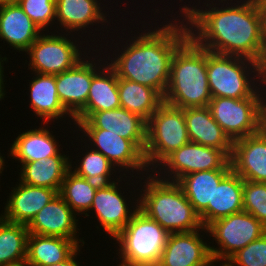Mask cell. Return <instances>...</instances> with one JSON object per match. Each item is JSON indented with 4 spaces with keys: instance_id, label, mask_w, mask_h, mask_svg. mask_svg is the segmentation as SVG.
<instances>
[{
    "instance_id": "cell-2",
    "label": "cell",
    "mask_w": 266,
    "mask_h": 266,
    "mask_svg": "<svg viewBox=\"0 0 266 266\" xmlns=\"http://www.w3.org/2000/svg\"><path fill=\"white\" fill-rule=\"evenodd\" d=\"M170 15L174 21L167 18L169 21L164 19L166 23L163 25L161 23L160 27L157 25L158 28L157 23H154V28L152 25L144 27V30L138 31L137 35L129 37L121 49L119 44L122 42L113 44V47L117 48L113 49L115 51L111 55L113 58L110 57V53L105 56L118 78L151 87L164 96L169 83L172 57L189 38L184 18L176 19L172 13Z\"/></svg>"
},
{
    "instance_id": "cell-15",
    "label": "cell",
    "mask_w": 266,
    "mask_h": 266,
    "mask_svg": "<svg viewBox=\"0 0 266 266\" xmlns=\"http://www.w3.org/2000/svg\"><path fill=\"white\" fill-rule=\"evenodd\" d=\"M102 48H104L103 45L99 50L96 49L97 51L94 50L95 48H91L92 52L95 51L99 54H96L93 58V78L89 88L87 103L74 116V120H86L93 112L114 110L121 107L118 77L113 68L107 63ZM100 50L104 59L101 57Z\"/></svg>"
},
{
    "instance_id": "cell-26",
    "label": "cell",
    "mask_w": 266,
    "mask_h": 266,
    "mask_svg": "<svg viewBox=\"0 0 266 266\" xmlns=\"http://www.w3.org/2000/svg\"><path fill=\"white\" fill-rule=\"evenodd\" d=\"M243 211V179L231 170L215 187L213 205L200 214L203 227L213 221Z\"/></svg>"
},
{
    "instance_id": "cell-27",
    "label": "cell",
    "mask_w": 266,
    "mask_h": 266,
    "mask_svg": "<svg viewBox=\"0 0 266 266\" xmlns=\"http://www.w3.org/2000/svg\"><path fill=\"white\" fill-rule=\"evenodd\" d=\"M70 157L73 156L59 152L47 159L23 163L17 180L31 186L54 189L59 193L64 177L70 170Z\"/></svg>"
},
{
    "instance_id": "cell-5",
    "label": "cell",
    "mask_w": 266,
    "mask_h": 266,
    "mask_svg": "<svg viewBox=\"0 0 266 266\" xmlns=\"http://www.w3.org/2000/svg\"><path fill=\"white\" fill-rule=\"evenodd\" d=\"M207 79L212 98H260L266 89L257 62L208 50Z\"/></svg>"
},
{
    "instance_id": "cell-9",
    "label": "cell",
    "mask_w": 266,
    "mask_h": 266,
    "mask_svg": "<svg viewBox=\"0 0 266 266\" xmlns=\"http://www.w3.org/2000/svg\"><path fill=\"white\" fill-rule=\"evenodd\" d=\"M213 243L210 251L215 261H228L235 253L266 233V227L253 215L241 211L217 219L207 227ZM218 246V247H217Z\"/></svg>"
},
{
    "instance_id": "cell-3",
    "label": "cell",
    "mask_w": 266,
    "mask_h": 266,
    "mask_svg": "<svg viewBox=\"0 0 266 266\" xmlns=\"http://www.w3.org/2000/svg\"><path fill=\"white\" fill-rule=\"evenodd\" d=\"M146 176L139 178V187L142 188L136 189L139 191V209L142 212L169 234L203 228L199 214L176 182L162 180L153 175V172Z\"/></svg>"
},
{
    "instance_id": "cell-37",
    "label": "cell",
    "mask_w": 266,
    "mask_h": 266,
    "mask_svg": "<svg viewBox=\"0 0 266 266\" xmlns=\"http://www.w3.org/2000/svg\"><path fill=\"white\" fill-rule=\"evenodd\" d=\"M257 133L266 139V89L258 103Z\"/></svg>"
},
{
    "instance_id": "cell-43",
    "label": "cell",
    "mask_w": 266,
    "mask_h": 266,
    "mask_svg": "<svg viewBox=\"0 0 266 266\" xmlns=\"http://www.w3.org/2000/svg\"><path fill=\"white\" fill-rule=\"evenodd\" d=\"M20 0H0V6L18 4Z\"/></svg>"
},
{
    "instance_id": "cell-34",
    "label": "cell",
    "mask_w": 266,
    "mask_h": 266,
    "mask_svg": "<svg viewBox=\"0 0 266 266\" xmlns=\"http://www.w3.org/2000/svg\"><path fill=\"white\" fill-rule=\"evenodd\" d=\"M243 211L266 227V183L243 180Z\"/></svg>"
},
{
    "instance_id": "cell-42",
    "label": "cell",
    "mask_w": 266,
    "mask_h": 266,
    "mask_svg": "<svg viewBox=\"0 0 266 266\" xmlns=\"http://www.w3.org/2000/svg\"><path fill=\"white\" fill-rule=\"evenodd\" d=\"M4 158H5V156L3 157V155L0 152V176H2L1 174L3 173L4 169L6 168V167H4V166H6Z\"/></svg>"
},
{
    "instance_id": "cell-24",
    "label": "cell",
    "mask_w": 266,
    "mask_h": 266,
    "mask_svg": "<svg viewBox=\"0 0 266 266\" xmlns=\"http://www.w3.org/2000/svg\"><path fill=\"white\" fill-rule=\"evenodd\" d=\"M48 124L42 123L43 127L40 125L41 127L39 128L36 127L29 131L19 132L20 134H18L9 148L10 151L8 150L7 157L11 156L12 159L18 160V163L22 165L42 158L47 159L61 152L63 146L59 148L61 144L59 145V141L56 140L57 138H55L56 136L53 134L52 129L50 131Z\"/></svg>"
},
{
    "instance_id": "cell-20",
    "label": "cell",
    "mask_w": 266,
    "mask_h": 266,
    "mask_svg": "<svg viewBox=\"0 0 266 266\" xmlns=\"http://www.w3.org/2000/svg\"><path fill=\"white\" fill-rule=\"evenodd\" d=\"M9 198L0 216L9 222L28 225L35 215L48 204L58 192L47 187L31 186L20 180L11 187Z\"/></svg>"
},
{
    "instance_id": "cell-31",
    "label": "cell",
    "mask_w": 266,
    "mask_h": 266,
    "mask_svg": "<svg viewBox=\"0 0 266 266\" xmlns=\"http://www.w3.org/2000/svg\"><path fill=\"white\" fill-rule=\"evenodd\" d=\"M28 234L27 225L0 216V266L25 265Z\"/></svg>"
},
{
    "instance_id": "cell-41",
    "label": "cell",
    "mask_w": 266,
    "mask_h": 266,
    "mask_svg": "<svg viewBox=\"0 0 266 266\" xmlns=\"http://www.w3.org/2000/svg\"><path fill=\"white\" fill-rule=\"evenodd\" d=\"M220 263H218V261L213 260L209 266H217V264H219V266H232L228 261H219ZM216 263V264H215Z\"/></svg>"
},
{
    "instance_id": "cell-8",
    "label": "cell",
    "mask_w": 266,
    "mask_h": 266,
    "mask_svg": "<svg viewBox=\"0 0 266 266\" xmlns=\"http://www.w3.org/2000/svg\"><path fill=\"white\" fill-rule=\"evenodd\" d=\"M189 142L183 109L163 103L147 121L144 158L150 172Z\"/></svg>"
},
{
    "instance_id": "cell-28",
    "label": "cell",
    "mask_w": 266,
    "mask_h": 266,
    "mask_svg": "<svg viewBox=\"0 0 266 266\" xmlns=\"http://www.w3.org/2000/svg\"><path fill=\"white\" fill-rule=\"evenodd\" d=\"M80 246L71 239L28 234L25 266H47L68 259Z\"/></svg>"
},
{
    "instance_id": "cell-7",
    "label": "cell",
    "mask_w": 266,
    "mask_h": 266,
    "mask_svg": "<svg viewBox=\"0 0 266 266\" xmlns=\"http://www.w3.org/2000/svg\"><path fill=\"white\" fill-rule=\"evenodd\" d=\"M63 33L64 34H62V32L53 31H50V33L43 32L32 43V45L26 51L27 55L29 56L28 70L31 69V72L39 74H60L68 69L73 68L85 57V55L88 54L87 52L91 51L87 48L90 46L88 44L90 41L87 38L86 47L82 48L79 46L85 42H82L84 39L82 36H79L78 39L77 36L76 38L74 37V34H68L65 32ZM80 39V44H78Z\"/></svg>"
},
{
    "instance_id": "cell-30",
    "label": "cell",
    "mask_w": 266,
    "mask_h": 266,
    "mask_svg": "<svg viewBox=\"0 0 266 266\" xmlns=\"http://www.w3.org/2000/svg\"><path fill=\"white\" fill-rule=\"evenodd\" d=\"M121 108L135 113L146 121L164 103L163 96L155 89L118 78Z\"/></svg>"
},
{
    "instance_id": "cell-10",
    "label": "cell",
    "mask_w": 266,
    "mask_h": 266,
    "mask_svg": "<svg viewBox=\"0 0 266 266\" xmlns=\"http://www.w3.org/2000/svg\"><path fill=\"white\" fill-rule=\"evenodd\" d=\"M123 177L127 178L128 176L122 174L118 180L107 184H100L95 192L90 209L92 212L94 211V214L96 215L95 218H98L97 223L99 222V227L101 226L100 228L103 229V232H106L109 234L108 236H111L112 238H115L124 229L139 208V195H137V198L136 194L135 197L130 196V200H128V197H126L127 195L124 194L127 193L126 191L128 190H125V192L123 191V193L120 190L122 189L120 187V182L127 181L125 185H128L125 187L130 189V187L127 186L132 184V187L136 188V185L138 186L139 184V180H136L137 182H135V176H129L128 180ZM132 177L133 179L130 180ZM131 181L133 182L131 183ZM134 183L136 185H134Z\"/></svg>"
},
{
    "instance_id": "cell-19",
    "label": "cell",
    "mask_w": 266,
    "mask_h": 266,
    "mask_svg": "<svg viewBox=\"0 0 266 266\" xmlns=\"http://www.w3.org/2000/svg\"><path fill=\"white\" fill-rule=\"evenodd\" d=\"M86 55L73 68L56 74L58 98L63 107L74 117L87 103L93 78L94 53ZM92 58V59H91Z\"/></svg>"
},
{
    "instance_id": "cell-22",
    "label": "cell",
    "mask_w": 266,
    "mask_h": 266,
    "mask_svg": "<svg viewBox=\"0 0 266 266\" xmlns=\"http://www.w3.org/2000/svg\"><path fill=\"white\" fill-rule=\"evenodd\" d=\"M34 74L32 81L29 83V98H30V109H33V113L42 123H50L51 121H63L66 117H70L67 124L71 127L72 123L75 125L74 117L63 107L61 104L57 88H56V75ZM64 118V119H63ZM72 120V121H71ZM71 121V122H70Z\"/></svg>"
},
{
    "instance_id": "cell-29",
    "label": "cell",
    "mask_w": 266,
    "mask_h": 266,
    "mask_svg": "<svg viewBox=\"0 0 266 266\" xmlns=\"http://www.w3.org/2000/svg\"><path fill=\"white\" fill-rule=\"evenodd\" d=\"M231 170H206L181 177L176 183L182 188L194 210L200 214L213 205L215 187Z\"/></svg>"
},
{
    "instance_id": "cell-35",
    "label": "cell",
    "mask_w": 266,
    "mask_h": 266,
    "mask_svg": "<svg viewBox=\"0 0 266 266\" xmlns=\"http://www.w3.org/2000/svg\"><path fill=\"white\" fill-rule=\"evenodd\" d=\"M18 4L42 32L55 25L56 0H20Z\"/></svg>"
},
{
    "instance_id": "cell-23",
    "label": "cell",
    "mask_w": 266,
    "mask_h": 266,
    "mask_svg": "<svg viewBox=\"0 0 266 266\" xmlns=\"http://www.w3.org/2000/svg\"><path fill=\"white\" fill-rule=\"evenodd\" d=\"M190 142L222 150L229 158L233 141L214 120L208 107L184 108Z\"/></svg>"
},
{
    "instance_id": "cell-40",
    "label": "cell",
    "mask_w": 266,
    "mask_h": 266,
    "mask_svg": "<svg viewBox=\"0 0 266 266\" xmlns=\"http://www.w3.org/2000/svg\"><path fill=\"white\" fill-rule=\"evenodd\" d=\"M260 74L266 81V28H265V38H264V50L260 61L258 62Z\"/></svg>"
},
{
    "instance_id": "cell-17",
    "label": "cell",
    "mask_w": 266,
    "mask_h": 266,
    "mask_svg": "<svg viewBox=\"0 0 266 266\" xmlns=\"http://www.w3.org/2000/svg\"><path fill=\"white\" fill-rule=\"evenodd\" d=\"M78 129H104L131 140L143 153L147 141V121L124 108L93 112L86 120H75Z\"/></svg>"
},
{
    "instance_id": "cell-33",
    "label": "cell",
    "mask_w": 266,
    "mask_h": 266,
    "mask_svg": "<svg viewBox=\"0 0 266 266\" xmlns=\"http://www.w3.org/2000/svg\"><path fill=\"white\" fill-rule=\"evenodd\" d=\"M83 144L86 146L85 149H83L86 150V152L82 153V158H79V160L77 159L79 162L78 164H73L76 166L72 165V158H70V170H73L72 172L98 184L111 183L121 177L117 168L102 153L92 148L90 149V146H88L86 142ZM116 173L120 175L116 176ZM112 175L116 176V178Z\"/></svg>"
},
{
    "instance_id": "cell-39",
    "label": "cell",
    "mask_w": 266,
    "mask_h": 266,
    "mask_svg": "<svg viewBox=\"0 0 266 266\" xmlns=\"http://www.w3.org/2000/svg\"><path fill=\"white\" fill-rule=\"evenodd\" d=\"M80 251H81V246L64 262H59V263H55V264L47 265V266H80V263L82 262H78L77 260V256L80 255Z\"/></svg>"
},
{
    "instance_id": "cell-18",
    "label": "cell",
    "mask_w": 266,
    "mask_h": 266,
    "mask_svg": "<svg viewBox=\"0 0 266 266\" xmlns=\"http://www.w3.org/2000/svg\"><path fill=\"white\" fill-rule=\"evenodd\" d=\"M100 1L101 0H56L57 21H55L56 25L54 27H57L56 30L54 29V32L61 31L63 33V31H66L65 33L68 32V34H70L71 32V34L76 33L75 35L81 36L79 35L81 31L82 35L87 32L91 35V30L89 29L92 28L90 25H98L97 29L95 27L92 31H99L98 28L100 24H102V26L106 25V23L110 25V22L107 20V12L103 11L105 6L101 7L103 4H101ZM58 25L61 28H59ZM57 28L60 30L58 31ZM86 28L89 31H87Z\"/></svg>"
},
{
    "instance_id": "cell-21",
    "label": "cell",
    "mask_w": 266,
    "mask_h": 266,
    "mask_svg": "<svg viewBox=\"0 0 266 266\" xmlns=\"http://www.w3.org/2000/svg\"><path fill=\"white\" fill-rule=\"evenodd\" d=\"M229 161L243 180L266 183V139L258 133L233 141Z\"/></svg>"
},
{
    "instance_id": "cell-38",
    "label": "cell",
    "mask_w": 266,
    "mask_h": 266,
    "mask_svg": "<svg viewBox=\"0 0 266 266\" xmlns=\"http://www.w3.org/2000/svg\"><path fill=\"white\" fill-rule=\"evenodd\" d=\"M8 62V58L6 56L2 57V55L0 54V101L2 99L5 98V95L6 93V89L5 88V85H4V82H5V76H4V62Z\"/></svg>"
},
{
    "instance_id": "cell-13",
    "label": "cell",
    "mask_w": 266,
    "mask_h": 266,
    "mask_svg": "<svg viewBox=\"0 0 266 266\" xmlns=\"http://www.w3.org/2000/svg\"><path fill=\"white\" fill-rule=\"evenodd\" d=\"M259 100L217 97L210 100L208 108L227 136L235 141L257 133Z\"/></svg>"
},
{
    "instance_id": "cell-36",
    "label": "cell",
    "mask_w": 266,
    "mask_h": 266,
    "mask_svg": "<svg viewBox=\"0 0 266 266\" xmlns=\"http://www.w3.org/2000/svg\"><path fill=\"white\" fill-rule=\"evenodd\" d=\"M228 262L232 266H266V233L235 253Z\"/></svg>"
},
{
    "instance_id": "cell-14",
    "label": "cell",
    "mask_w": 266,
    "mask_h": 266,
    "mask_svg": "<svg viewBox=\"0 0 266 266\" xmlns=\"http://www.w3.org/2000/svg\"><path fill=\"white\" fill-rule=\"evenodd\" d=\"M207 233V228L203 227L192 232L168 234L157 266H209L213 258L212 242H209L211 238ZM207 236L209 239L205 241Z\"/></svg>"
},
{
    "instance_id": "cell-16",
    "label": "cell",
    "mask_w": 266,
    "mask_h": 266,
    "mask_svg": "<svg viewBox=\"0 0 266 266\" xmlns=\"http://www.w3.org/2000/svg\"><path fill=\"white\" fill-rule=\"evenodd\" d=\"M76 215L58 193L35 215L27 229L32 234L68 238L82 247L85 242L79 237L81 233L78 232L79 219Z\"/></svg>"
},
{
    "instance_id": "cell-32",
    "label": "cell",
    "mask_w": 266,
    "mask_h": 266,
    "mask_svg": "<svg viewBox=\"0 0 266 266\" xmlns=\"http://www.w3.org/2000/svg\"><path fill=\"white\" fill-rule=\"evenodd\" d=\"M99 185L69 170L64 177L59 194L77 216L84 214L85 217H89L94 195Z\"/></svg>"
},
{
    "instance_id": "cell-44",
    "label": "cell",
    "mask_w": 266,
    "mask_h": 266,
    "mask_svg": "<svg viewBox=\"0 0 266 266\" xmlns=\"http://www.w3.org/2000/svg\"><path fill=\"white\" fill-rule=\"evenodd\" d=\"M266 10V0H262Z\"/></svg>"
},
{
    "instance_id": "cell-12",
    "label": "cell",
    "mask_w": 266,
    "mask_h": 266,
    "mask_svg": "<svg viewBox=\"0 0 266 266\" xmlns=\"http://www.w3.org/2000/svg\"><path fill=\"white\" fill-rule=\"evenodd\" d=\"M76 130L83 134L81 136H76L77 139L78 137H85L83 138L85 140L81 138V146L83 145L82 142H86L88 146H91L90 148L102 153L115 167H117L119 172L124 171V173L121 174L127 175V173H130V176H134L133 174L136 172V180L139 179L141 175L145 176L150 173L145 162L144 153L131 140L122 138L118 134L104 129L76 128Z\"/></svg>"
},
{
    "instance_id": "cell-4",
    "label": "cell",
    "mask_w": 266,
    "mask_h": 266,
    "mask_svg": "<svg viewBox=\"0 0 266 266\" xmlns=\"http://www.w3.org/2000/svg\"><path fill=\"white\" fill-rule=\"evenodd\" d=\"M164 103L184 109L208 107L212 99L207 79V49L190 37L172 57Z\"/></svg>"
},
{
    "instance_id": "cell-6",
    "label": "cell",
    "mask_w": 266,
    "mask_h": 266,
    "mask_svg": "<svg viewBox=\"0 0 266 266\" xmlns=\"http://www.w3.org/2000/svg\"><path fill=\"white\" fill-rule=\"evenodd\" d=\"M168 232L139 208L124 229L113 240L119 248L117 266L158 265Z\"/></svg>"
},
{
    "instance_id": "cell-25",
    "label": "cell",
    "mask_w": 266,
    "mask_h": 266,
    "mask_svg": "<svg viewBox=\"0 0 266 266\" xmlns=\"http://www.w3.org/2000/svg\"><path fill=\"white\" fill-rule=\"evenodd\" d=\"M19 4L0 6V39L17 52H26L42 34Z\"/></svg>"
},
{
    "instance_id": "cell-11",
    "label": "cell",
    "mask_w": 266,
    "mask_h": 266,
    "mask_svg": "<svg viewBox=\"0 0 266 266\" xmlns=\"http://www.w3.org/2000/svg\"><path fill=\"white\" fill-rule=\"evenodd\" d=\"M229 160L220 149L189 142L168 155L152 172L162 180L177 182L194 172L232 170Z\"/></svg>"
},
{
    "instance_id": "cell-1",
    "label": "cell",
    "mask_w": 266,
    "mask_h": 266,
    "mask_svg": "<svg viewBox=\"0 0 266 266\" xmlns=\"http://www.w3.org/2000/svg\"><path fill=\"white\" fill-rule=\"evenodd\" d=\"M197 1L198 7L194 2L192 6H180L181 15L176 18H184L189 37L198 46L218 54L260 61L266 28L262 0H216L217 4L215 0H206L202 3L205 8L199 6L202 0Z\"/></svg>"
}]
</instances>
